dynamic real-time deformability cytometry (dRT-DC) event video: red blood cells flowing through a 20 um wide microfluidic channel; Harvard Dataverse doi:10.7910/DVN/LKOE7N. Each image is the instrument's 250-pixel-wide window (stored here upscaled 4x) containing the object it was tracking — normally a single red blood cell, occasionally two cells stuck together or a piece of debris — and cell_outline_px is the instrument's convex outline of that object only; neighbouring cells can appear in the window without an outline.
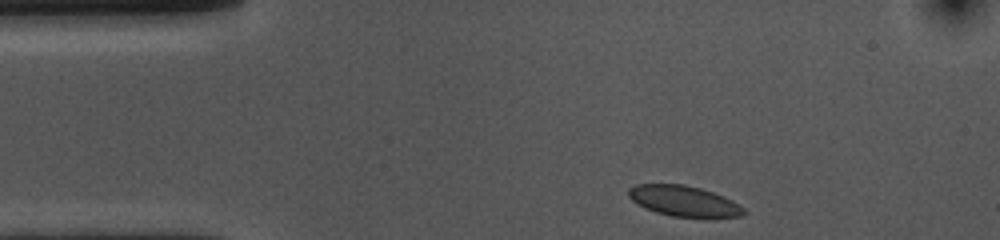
{"species": "common noctule bat (a hibernating species)", "species_latin": "Nyctalus noctula", "temperature_condition": "cold", "stored_images_in_passage": 35, "camera_frame_rate_fps": 3000, "um_per_image_px": 0.085, "animal": {"sex": "female", "body_mass_g": 10.0, "forearm_length_mm": 53.1}, "frame": {"image": 1, "passage_image": 1, "time_ms": 0.0, "image_size_px": [1000, 240], "cell_outline_px": [[748, 212], [744, 216], [708, 220], [704, 220], [672, 216], [656, 212], [644, 208], [636, 204], [628, 196], [628, 188], [636, 184], [684, 184], [700, 188], [724, 196], [732, 200], [744, 208]], "centroid_in_image_um": [58.2, 17.14], "position_along_channel_um": 26.8, "area_um2": 21.5}}
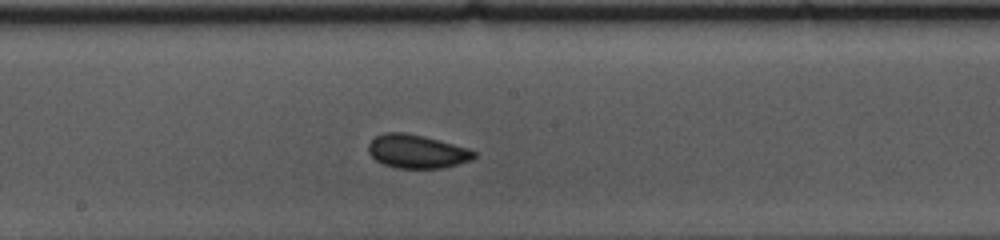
{"frame": {"image": 2, "passage_image": 20, "time_ms": 6.333, "image_size_px": [1000, 240], "cell_outline_px": [[476, 156], [472, 160], [444, 168], [396, 168], [384, 164], [376, 160], [368, 152], [368, 144], [376, 136], [384, 132], [404, 132], [424, 136], [468, 148], [476, 152]], "centroid_in_image_um": [35.44, 12.87], "position_along_channel_um": 212.8, "area_um2": 20.69}}
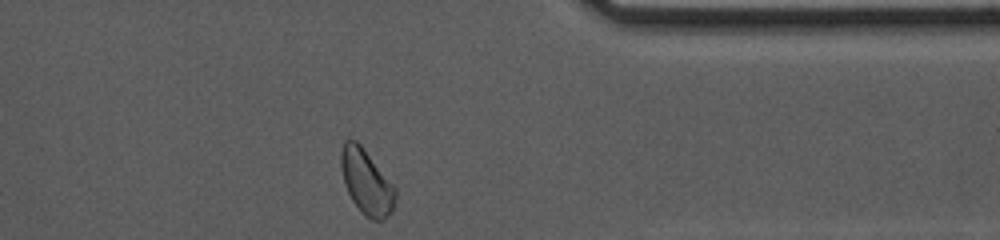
{"frame": {"image": 3, "passage_image": 35, "time_ms": 11.333, "image_size_px": [1000, 240], "cell_outline_px": [[396, 196], [392, 212], [384, 220], [372, 220], [364, 216], [352, 200], [344, 184], [340, 164], [340, 152], [344, 140], [356, 140], [360, 144], [396, 188]], "centroid_in_image_um": [31.14, 15.48], "position_along_channel_um": 380.3, "area_um2": 20.58}, "authors_computed_cell_mechanics": {"area_um2": 20.519, "velocity_mm_per_s": 3.6399, "shape_relaxation_time_tau1_ms": 1.5598, "shape_relaxation_time_tau2_ms": null, "deformation_change_tau1": 0.0546, "deformation_change_tau2": null}}